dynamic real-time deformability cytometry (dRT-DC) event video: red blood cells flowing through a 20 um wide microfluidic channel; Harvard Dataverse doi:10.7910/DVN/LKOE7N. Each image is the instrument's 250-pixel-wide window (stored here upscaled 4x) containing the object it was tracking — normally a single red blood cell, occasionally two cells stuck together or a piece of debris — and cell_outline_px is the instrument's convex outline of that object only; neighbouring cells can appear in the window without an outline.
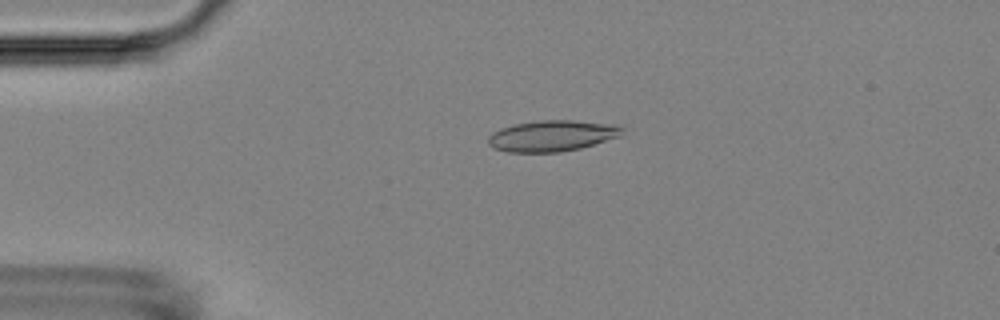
{"species": "Egyptian fruit bat (a non-hibernating species)", "species_latin": "Rousettus aegyptiacus", "temperature_condition": "room temperature", "stored_images_in_passage": 49, "camera_frame_rate_fps": 3000, "um_per_image_px": 0.085, "animal": {"sex": "female"}, "frame": {"image": 1, "passage_image": 6, "time_ms": 1.667, "image_size_px": [1000, 320], "cell_outline_px": [[624, 128], [620, 136], [580, 148], [560, 152], [508, 152], [496, 148], [488, 144], [488, 136], [492, 132], [500, 128], [516, 124], [536, 120], [572, 120], [620, 124]], "centroid_in_image_um": [46.95, 11.53], "position_along_channel_um": 38.1, "area_um2": 24.33}}
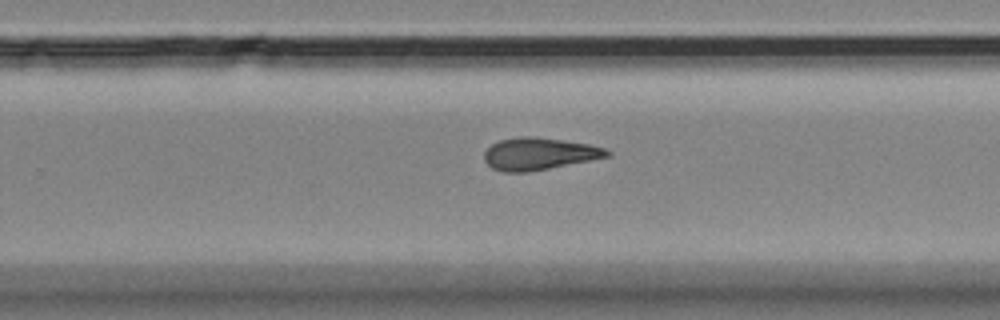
{"frame": {"image": 2, "passage_image": 29, "time_ms": 9.333, "image_size_px": [1000, 320], "cell_outline_px": [[612, 156], [528, 172], [504, 172], [492, 168], [484, 160], [484, 152], [492, 144], [500, 140], [520, 136], [532, 136], [564, 140], [588, 144], [604, 148], [612, 152]], "centroid_in_image_um": [45.83, 13.07], "position_along_channel_um": 284.0, "area_um2": 23.0}}
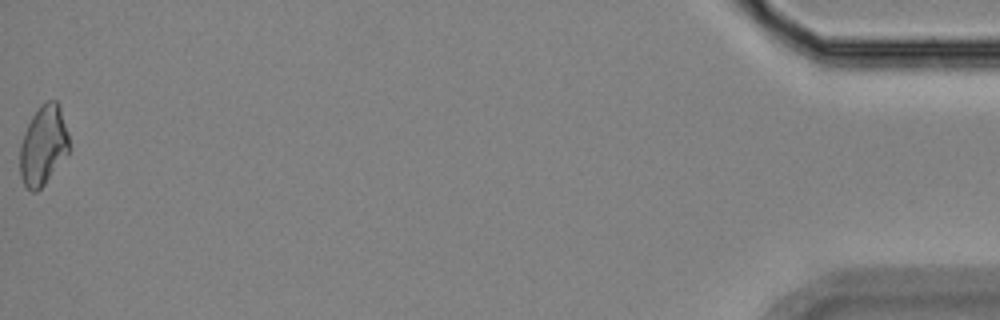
{"frame": {"image": 3, "passage_image": 49, "time_ms": 16.0, "image_size_px": [1000, 320], "cell_outline_px": [[68, 152], [44, 184], [36, 192], [32, 192], [24, 184], [20, 176], [20, 144], [24, 132], [32, 116], [40, 104], [48, 100], [56, 100], [60, 104], [68, 132]], "centroid_in_image_um": [3.67, 12.32], "position_along_channel_um": 431.5, "area_um2": 22.66}, "authors_computed_cell_mechanics": {"area_um2": 22.9466, "velocity_mm_per_s": 3.6096, "shape_relaxation_time_tau1_ms": 9.9047, "shape_relaxation_time_tau2_ms": 5.2264, "deformation_change_tau1": 0.1915, "deformation_change_tau2": 0.1325}}